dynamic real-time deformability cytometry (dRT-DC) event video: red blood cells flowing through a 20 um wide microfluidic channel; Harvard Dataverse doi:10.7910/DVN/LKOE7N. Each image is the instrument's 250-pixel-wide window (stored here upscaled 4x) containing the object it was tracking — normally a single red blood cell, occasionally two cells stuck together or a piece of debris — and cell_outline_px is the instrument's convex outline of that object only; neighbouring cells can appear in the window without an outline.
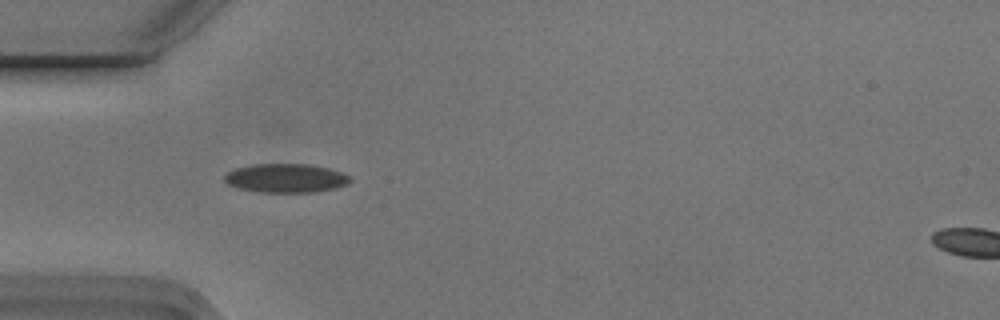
{"species": "Egyptian fruit bat (a non-hibernating species)", "species_latin": "Rousettus aegyptiacus", "temperature_condition": "cold", "stored_images_in_passage": 6, "camera_frame_rate_fps": 3000, "um_per_image_px": 0.085, "animal": {"sex": "male"}, "frame": {"image": 1, "passage_image": 5, "time_ms": 1.333, "image_size_px": [1000, 320], "cell_outline_px": [[352, 180], [348, 184], [336, 188], [316, 192], [260, 192], [240, 188], [228, 184], [224, 180], [224, 176], [228, 172], [236, 168], [252, 164], [308, 164], [328, 168], [340, 172], [348, 176]], "centroid_in_image_um": [24.31, 15.14], "position_along_channel_um": 60.7, "area_um2": 21.04}}
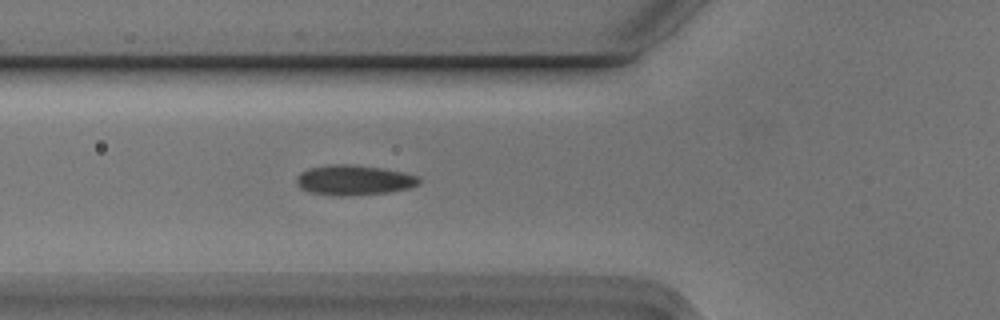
{"frame": {"image": 2, "passage_image": 6, "time_ms": 1.667, "image_size_px": [1000, 320], "cell_outline_px": [[420, 184], [408, 188], [388, 192], [348, 196], [332, 196], [308, 192], [300, 188], [296, 184], [296, 176], [300, 172], [308, 168], [328, 164], [348, 164], [384, 168], [404, 172], [420, 176]], "centroid_in_image_um": [30.05, 15.31], "position_along_channel_um": 95.7, "area_um2": 21.91}}